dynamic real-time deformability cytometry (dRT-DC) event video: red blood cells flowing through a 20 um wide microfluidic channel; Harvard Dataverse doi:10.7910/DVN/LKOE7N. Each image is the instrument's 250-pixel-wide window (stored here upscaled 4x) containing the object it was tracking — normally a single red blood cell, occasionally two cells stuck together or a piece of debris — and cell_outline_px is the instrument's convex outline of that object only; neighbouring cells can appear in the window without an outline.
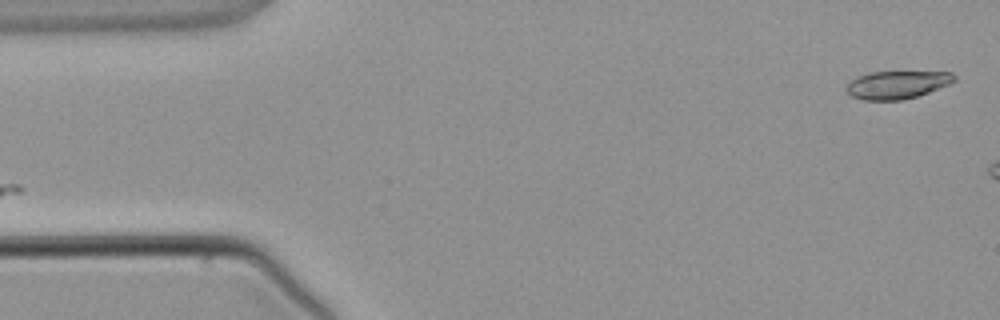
{"species": "common noctule bat (a hibernating species)", "species_latin": "Nyctalus noctula", "temperature_condition": "warm", "stored_images_in_passage": 2, "camera_frame_rate_fps": 3000, "um_per_image_px": 0.085, "animal": {"sex": "male", "body_mass_g": 21.5, "forearm_length_mm": 52.0}, "frame": {"image": 1, "passage_image": 2, "time_ms": 1.0, "image_size_px": [1000, 320], "cell_outline_px": [[956, 80], [948, 84], [928, 92], [916, 96], [900, 100], [864, 100], [852, 96], [844, 88], [852, 80], [860, 76], [872, 72], [952, 72], [956, 76]], "centroid_in_image_um": [76.26, 7.2], "position_along_channel_um": 8.7, "area_um2": 17.22}}